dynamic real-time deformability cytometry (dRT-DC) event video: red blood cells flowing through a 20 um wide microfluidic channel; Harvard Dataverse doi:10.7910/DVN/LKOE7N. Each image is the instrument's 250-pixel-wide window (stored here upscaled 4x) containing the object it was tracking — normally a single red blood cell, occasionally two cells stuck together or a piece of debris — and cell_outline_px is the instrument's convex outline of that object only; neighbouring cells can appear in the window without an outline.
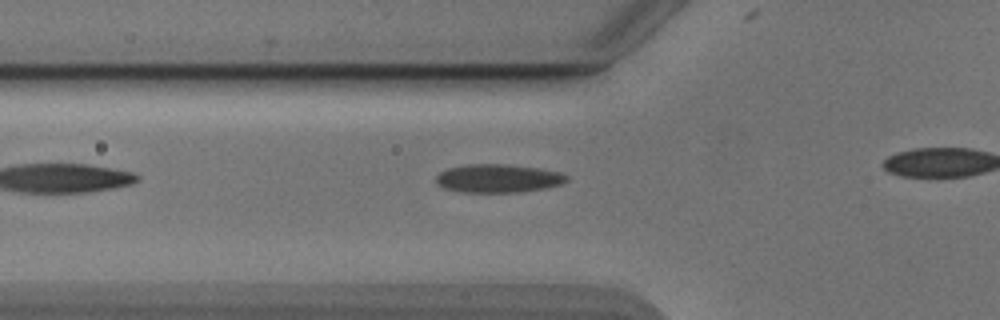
{"species": "Egyptian fruit bat (a non-hibernating species)", "species_latin": "Rousettus aegyptiacus", "temperature_condition": "cold", "stored_images_in_passage": 26, "camera_frame_rate_fps": 3000, "um_per_image_px": 0.085, "animal": {"sex": "male"}, "frame": {"image": 1, "passage_image": 2, "time_ms": 0.333, "image_size_px": [1000, 320], "cell_outline_px": [[568, 180], [560, 184], [548, 188], [520, 192], [464, 192], [444, 188], [436, 180], [436, 176], [440, 172], [448, 168], [468, 164], [500, 164], [536, 168], [560, 172], [568, 176]], "centroid_in_image_um": [42.36, 15.17], "position_along_channel_um": 83.4, "area_um2": 21.39}}
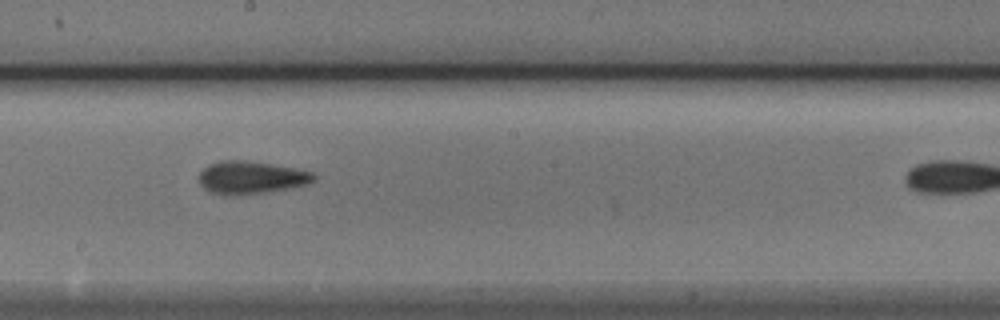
{"frame": {"image": 2, "passage_image": 13, "time_ms": 4.0, "image_size_px": [1000, 320], "cell_outline_px": [[316, 180], [308, 184], [264, 192], [236, 196], [228, 196], [212, 192], [204, 188], [200, 184], [200, 172], [204, 168], [220, 160], [244, 160], [292, 168], [312, 172], [316, 176]], "centroid_in_image_um": [21.33, 15.1], "position_along_channel_um": 226.9, "area_um2": 21.56}}
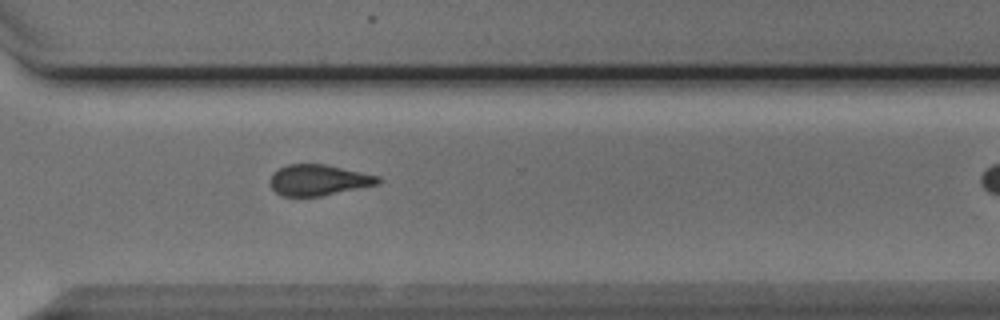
{"frame": {"image": 3, "passage_image": 22, "time_ms": 7.0, "image_size_px": [1000, 320], "cell_outline_px": [[380, 184], [320, 196], [280, 196], [272, 188], [268, 180], [272, 172], [288, 164], [324, 164], [380, 176]], "centroid_in_image_um": [27.04, 15.3], "position_along_channel_um": 343.6, "area_um2": 19.48}}